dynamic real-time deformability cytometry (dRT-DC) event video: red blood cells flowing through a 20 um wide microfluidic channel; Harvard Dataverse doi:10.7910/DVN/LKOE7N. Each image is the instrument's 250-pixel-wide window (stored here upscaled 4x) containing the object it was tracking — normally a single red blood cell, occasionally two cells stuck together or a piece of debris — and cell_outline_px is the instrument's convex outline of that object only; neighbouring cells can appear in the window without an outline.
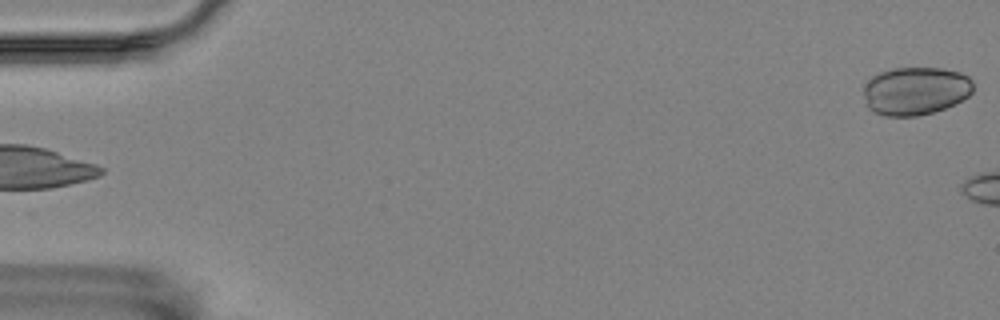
{"species": "Egyptian fruit bat (a non-hibernating species)", "species_latin": "Rousettus aegyptiacus", "temperature_condition": "room temperature", "stored_images_in_passage": 4, "camera_frame_rate_fps": 3000, "um_per_image_px": 0.085, "animal": {"sex": "female"}, "frame": {"image": 1, "passage_image": 4, "time_ms": 1.0, "image_size_px": [1000, 320], "cell_outline_px": [[972, 92], [968, 96], [944, 108], [932, 112], [916, 116], [884, 116], [868, 108], [864, 92], [864, 84], [872, 76], [880, 72], [892, 68], [944, 68], [960, 72], [968, 76], [972, 80]], "centroid_in_image_um": [77.8, 7.71], "position_along_channel_um": 7.2, "area_um2": 30.63}}